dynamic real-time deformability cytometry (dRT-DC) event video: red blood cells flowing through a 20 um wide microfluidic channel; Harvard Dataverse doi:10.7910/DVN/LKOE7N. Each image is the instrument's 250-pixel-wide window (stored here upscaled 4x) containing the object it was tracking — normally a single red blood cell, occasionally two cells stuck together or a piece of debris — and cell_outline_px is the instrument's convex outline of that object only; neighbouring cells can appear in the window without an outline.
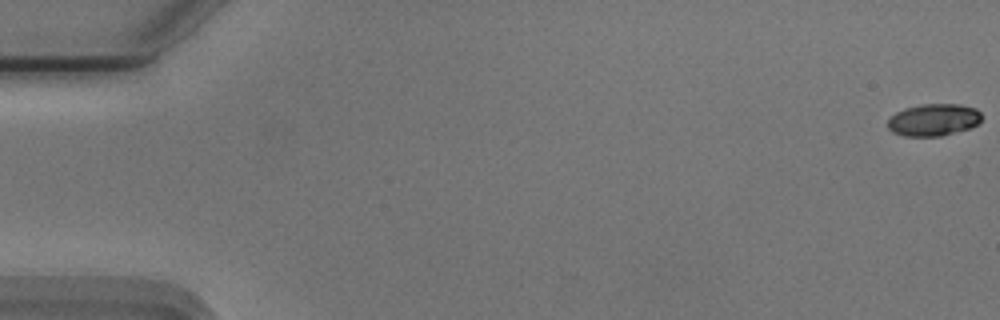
{"species": "Egyptian fruit bat (a non-hibernating species)", "species_latin": "Rousettus aegyptiacus", "temperature_condition": "cold", "stored_images_in_passage": 11, "camera_frame_rate_fps": 3000, "um_per_image_px": 0.085, "animal": {"sex": "male"}, "frame": {"image": 1, "passage_image": 1, "time_ms": 0.0, "image_size_px": [1000, 320], "cell_outline_px": [[980, 120], [976, 124], [968, 128], [940, 136], [904, 136], [892, 132], [888, 128], [888, 120], [896, 112], [904, 108], [920, 104], [960, 104], [976, 108], [980, 112]], "centroid_in_image_um": [79.32, 10.17], "position_along_channel_um": 5.7, "area_um2": 17.46}}